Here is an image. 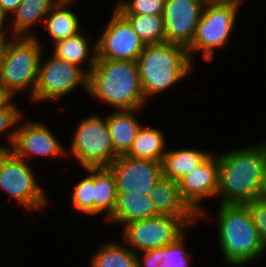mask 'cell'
Wrapping results in <instances>:
<instances>
[{"label":"cell","mask_w":266,"mask_h":267,"mask_svg":"<svg viewBox=\"0 0 266 267\" xmlns=\"http://www.w3.org/2000/svg\"><path fill=\"white\" fill-rule=\"evenodd\" d=\"M220 204H246L266 196V144L218 155Z\"/></svg>","instance_id":"cell-1"},{"label":"cell","mask_w":266,"mask_h":267,"mask_svg":"<svg viewBox=\"0 0 266 267\" xmlns=\"http://www.w3.org/2000/svg\"><path fill=\"white\" fill-rule=\"evenodd\" d=\"M87 69V93L120 110H137L146 100L137 61L96 59V43Z\"/></svg>","instance_id":"cell-2"},{"label":"cell","mask_w":266,"mask_h":267,"mask_svg":"<svg viewBox=\"0 0 266 267\" xmlns=\"http://www.w3.org/2000/svg\"><path fill=\"white\" fill-rule=\"evenodd\" d=\"M218 237L225 261L238 267L266 252L247 204H220Z\"/></svg>","instance_id":"cell-3"},{"label":"cell","mask_w":266,"mask_h":267,"mask_svg":"<svg viewBox=\"0 0 266 267\" xmlns=\"http://www.w3.org/2000/svg\"><path fill=\"white\" fill-rule=\"evenodd\" d=\"M137 62L146 101L185 78L193 66L188 49L169 42L145 45Z\"/></svg>","instance_id":"cell-4"},{"label":"cell","mask_w":266,"mask_h":267,"mask_svg":"<svg viewBox=\"0 0 266 267\" xmlns=\"http://www.w3.org/2000/svg\"><path fill=\"white\" fill-rule=\"evenodd\" d=\"M4 43L0 55V85L13 94L30 88V98L34 95L38 70L42 57V47L35 36H12Z\"/></svg>","instance_id":"cell-5"},{"label":"cell","mask_w":266,"mask_h":267,"mask_svg":"<svg viewBox=\"0 0 266 267\" xmlns=\"http://www.w3.org/2000/svg\"><path fill=\"white\" fill-rule=\"evenodd\" d=\"M239 6L235 2H206L195 36L187 48L191 61V54L199 50L204 60H213L215 49L223 47L233 31Z\"/></svg>","instance_id":"cell-6"},{"label":"cell","mask_w":266,"mask_h":267,"mask_svg":"<svg viewBox=\"0 0 266 267\" xmlns=\"http://www.w3.org/2000/svg\"><path fill=\"white\" fill-rule=\"evenodd\" d=\"M199 217H174L159 215L151 219L129 222L123 226L124 243L136 253L165 247L182 235L184 228L195 223Z\"/></svg>","instance_id":"cell-7"},{"label":"cell","mask_w":266,"mask_h":267,"mask_svg":"<svg viewBox=\"0 0 266 267\" xmlns=\"http://www.w3.org/2000/svg\"><path fill=\"white\" fill-rule=\"evenodd\" d=\"M70 153L83 168L108 167L118 156L114 151L107 117L91 115L81 120L75 131Z\"/></svg>","instance_id":"cell-8"},{"label":"cell","mask_w":266,"mask_h":267,"mask_svg":"<svg viewBox=\"0 0 266 267\" xmlns=\"http://www.w3.org/2000/svg\"><path fill=\"white\" fill-rule=\"evenodd\" d=\"M0 189L27 210H39L48 201L32 168L12 150L0 151Z\"/></svg>","instance_id":"cell-9"},{"label":"cell","mask_w":266,"mask_h":267,"mask_svg":"<svg viewBox=\"0 0 266 267\" xmlns=\"http://www.w3.org/2000/svg\"><path fill=\"white\" fill-rule=\"evenodd\" d=\"M48 58L43 64L41 57L34 95L30 100L34 102L57 100L73 91L81 83L87 92L86 70L54 55Z\"/></svg>","instance_id":"cell-10"},{"label":"cell","mask_w":266,"mask_h":267,"mask_svg":"<svg viewBox=\"0 0 266 267\" xmlns=\"http://www.w3.org/2000/svg\"><path fill=\"white\" fill-rule=\"evenodd\" d=\"M108 167L114 174L117 193L150 195L163 177L161 162L125 154L118 155Z\"/></svg>","instance_id":"cell-11"},{"label":"cell","mask_w":266,"mask_h":267,"mask_svg":"<svg viewBox=\"0 0 266 267\" xmlns=\"http://www.w3.org/2000/svg\"><path fill=\"white\" fill-rule=\"evenodd\" d=\"M96 42V59L137 61L145 44L116 10Z\"/></svg>","instance_id":"cell-12"},{"label":"cell","mask_w":266,"mask_h":267,"mask_svg":"<svg viewBox=\"0 0 266 267\" xmlns=\"http://www.w3.org/2000/svg\"><path fill=\"white\" fill-rule=\"evenodd\" d=\"M207 0H166L163 13L166 42L191 45Z\"/></svg>","instance_id":"cell-13"},{"label":"cell","mask_w":266,"mask_h":267,"mask_svg":"<svg viewBox=\"0 0 266 267\" xmlns=\"http://www.w3.org/2000/svg\"><path fill=\"white\" fill-rule=\"evenodd\" d=\"M183 201L199 217L204 216L200 201L217 196L219 186V157L213 153L197 168L179 181Z\"/></svg>","instance_id":"cell-14"},{"label":"cell","mask_w":266,"mask_h":267,"mask_svg":"<svg viewBox=\"0 0 266 267\" xmlns=\"http://www.w3.org/2000/svg\"><path fill=\"white\" fill-rule=\"evenodd\" d=\"M43 123L27 121L23 126L16 128V135L12 151L20 158L33 156L58 157L66 151Z\"/></svg>","instance_id":"cell-15"},{"label":"cell","mask_w":266,"mask_h":267,"mask_svg":"<svg viewBox=\"0 0 266 267\" xmlns=\"http://www.w3.org/2000/svg\"><path fill=\"white\" fill-rule=\"evenodd\" d=\"M159 216L149 195L136 193H117L116 205L108 221L127 224L141 219Z\"/></svg>","instance_id":"cell-16"},{"label":"cell","mask_w":266,"mask_h":267,"mask_svg":"<svg viewBox=\"0 0 266 267\" xmlns=\"http://www.w3.org/2000/svg\"><path fill=\"white\" fill-rule=\"evenodd\" d=\"M149 196L159 215L198 217L183 201L175 180L162 177Z\"/></svg>","instance_id":"cell-17"},{"label":"cell","mask_w":266,"mask_h":267,"mask_svg":"<svg viewBox=\"0 0 266 267\" xmlns=\"http://www.w3.org/2000/svg\"><path fill=\"white\" fill-rule=\"evenodd\" d=\"M135 111V109L120 110L107 116V127L110 132L114 151L118 155L126 154L129 151L141 127L134 115Z\"/></svg>","instance_id":"cell-18"},{"label":"cell","mask_w":266,"mask_h":267,"mask_svg":"<svg viewBox=\"0 0 266 267\" xmlns=\"http://www.w3.org/2000/svg\"><path fill=\"white\" fill-rule=\"evenodd\" d=\"M211 154L196 149L167 150L162 159L163 177L179 181L200 166Z\"/></svg>","instance_id":"cell-19"},{"label":"cell","mask_w":266,"mask_h":267,"mask_svg":"<svg viewBox=\"0 0 266 267\" xmlns=\"http://www.w3.org/2000/svg\"><path fill=\"white\" fill-rule=\"evenodd\" d=\"M60 0H22L17 10L12 14L14 19L12 27L13 36H34L26 34L36 22L45 20L48 12ZM44 19V20H43ZM28 29V30H27ZM26 31V32H25Z\"/></svg>","instance_id":"cell-20"},{"label":"cell","mask_w":266,"mask_h":267,"mask_svg":"<svg viewBox=\"0 0 266 267\" xmlns=\"http://www.w3.org/2000/svg\"><path fill=\"white\" fill-rule=\"evenodd\" d=\"M94 215L105 211L108 219L115 208L117 187L109 167H94Z\"/></svg>","instance_id":"cell-21"},{"label":"cell","mask_w":266,"mask_h":267,"mask_svg":"<svg viewBox=\"0 0 266 267\" xmlns=\"http://www.w3.org/2000/svg\"><path fill=\"white\" fill-rule=\"evenodd\" d=\"M69 2L59 1L45 17V26L52 42L65 40L80 32L79 19L67 6Z\"/></svg>","instance_id":"cell-22"},{"label":"cell","mask_w":266,"mask_h":267,"mask_svg":"<svg viewBox=\"0 0 266 267\" xmlns=\"http://www.w3.org/2000/svg\"><path fill=\"white\" fill-rule=\"evenodd\" d=\"M164 145L165 140L161 131L155 127H140L131 148L125 155L162 162L166 153Z\"/></svg>","instance_id":"cell-23"},{"label":"cell","mask_w":266,"mask_h":267,"mask_svg":"<svg viewBox=\"0 0 266 267\" xmlns=\"http://www.w3.org/2000/svg\"><path fill=\"white\" fill-rule=\"evenodd\" d=\"M145 45L166 42L163 15L121 14Z\"/></svg>","instance_id":"cell-24"},{"label":"cell","mask_w":266,"mask_h":267,"mask_svg":"<svg viewBox=\"0 0 266 267\" xmlns=\"http://www.w3.org/2000/svg\"><path fill=\"white\" fill-rule=\"evenodd\" d=\"M91 260L92 267H137V253L115 242L101 246Z\"/></svg>","instance_id":"cell-25"},{"label":"cell","mask_w":266,"mask_h":267,"mask_svg":"<svg viewBox=\"0 0 266 267\" xmlns=\"http://www.w3.org/2000/svg\"><path fill=\"white\" fill-rule=\"evenodd\" d=\"M80 31L77 34L66 38L65 40L58 41L54 46V56L59 59L65 60L81 68V63L88 57L89 44Z\"/></svg>","instance_id":"cell-26"},{"label":"cell","mask_w":266,"mask_h":267,"mask_svg":"<svg viewBox=\"0 0 266 267\" xmlns=\"http://www.w3.org/2000/svg\"><path fill=\"white\" fill-rule=\"evenodd\" d=\"M90 175L75 185L72 203L73 207L86 215H94V167L84 168Z\"/></svg>","instance_id":"cell-27"},{"label":"cell","mask_w":266,"mask_h":267,"mask_svg":"<svg viewBox=\"0 0 266 267\" xmlns=\"http://www.w3.org/2000/svg\"><path fill=\"white\" fill-rule=\"evenodd\" d=\"M166 0H128L117 4L120 14L163 15Z\"/></svg>","instance_id":"cell-28"},{"label":"cell","mask_w":266,"mask_h":267,"mask_svg":"<svg viewBox=\"0 0 266 267\" xmlns=\"http://www.w3.org/2000/svg\"><path fill=\"white\" fill-rule=\"evenodd\" d=\"M21 117L22 113L16 106V104L13 103V101H10L5 107L0 109V134L5 132L6 130H11L12 127L14 128L10 132H8L7 135L11 147L1 145L0 151L12 149L16 135L15 126L17 127Z\"/></svg>","instance_id":"cell-29"},{"label":"cell","mask_w":266,"mask_h":267,"mask_svg":"<svg viewBox=\"0 0 266 267\" xmlns=\"http://www.w3.org/2000/svg\"><path fill=\"white\" fill-rule=\"evenodd\" d=\"M184 237L185 235H182L174 243L162 247V263L166 267H190L189 255L188 252H186V250L184 249Z\"/></svg>","instance_id":"cell-30"},{"label":"cell","mask_w":266,"mask_h":267,"mask_svg":"<svg viewBox=\"0 0 266 267\" xmlns=\"http://www.w3.org/2000/svg\"><path fill=\"white\" fill-rule=\"evenodd\" d=\"M251 213L260 240L266 249V196L246 203Z\"/></svg>","instance_id":"cell-31"},{"label":"cell","mask_w":266,"mask_h":267,"mask_svg":"<svg viewBox=\"0 0 266 267\" xmlns=\"http://www.w3.org/2000/svg\"><path fill=\"white\" fill-rule=\"evenodd\" d=\"M143 254V259L137 254V267H161L162 257V247L151 249L146 252H141ZM143 261V262H141Z\"/></svg>","instance_id":"cell-32"},{"label":"cell","mask_w":266,"mask_h":267,"mask_svg":"<svg viewBox=\"0 0 266 267\" xmlns=\"http://www.w3.org/2000/svg\"><path fill=\"white\" fill-rule=\"evenodd\" d=\"M21 1L22 0H0V8L7 16H10L8 14L12 15L17 10Z\"/></svg>","instance_id":"cell-33"},{"label":"cell","mask_w":266,"mask_h":267,"mask_svg":"<svg viewBox=\"0 0 266 267\" xmlns=\"http://www.w3.org/2000/svg\"><path fill=\"white\" fill-rule=\"evenodd\" d=\"M7 18H8L7 15L0 8V41L3 43L8 41L6 40L7 38L6 30H4V27H3Z\"/></svg>","instance_id":"cell-34"},{"label":"cell","mask_w":266,"mask_h":267,"mask_svg":"<svg viewBox=\"0 0 266 267\" xmlns=\"http://www.w3.org/2000/svg\"><path fill=\"white\" fill-rule=\"evenodd\" d=\"M12 99V96L0 85V109L5 107Z\"/></svg>","instance_id":"cell-35"},{"label":"cell","mask_w":266,"mask_h":267,"mask_svg":"<svg viewBox=\"0 0 266 267\" xmlns=\"http://www.w3.org/2000/svg\"><path fill=\"white\" fill-rule=\"evenodd\" d=\"M207 1L235 2L240 4V0H207Z\"/></svg>","instance_id":"cell-36"},{"label":"cell","mask_w":266,"mask_h":267,"mask_svg":"<svg viewBox=\"0 0 266 267\" xmlns=\"http://www.w3.org/2000/svg\"><path fill=\"white\" fill-rule=\"evenodd\" d=\"M3 45H4V43L0 41V55H1V51H2Z\"/></svg>","instance_id":"cell-37"},{"label":"cell","mask_w":266,"mask_h":267,"mask_svg":"<svg viewBox=\"0 0 266 267\" xmlns=\"http://www.w3.org/2000/svg\"><path fill=\"white\" fill-rule=\"evenodd\" d=\"M60 1H65V2H69L70 4H72V2H73L74 0H60Z\"/></svg>","instance_id":"cell-38"}]
</instances>
